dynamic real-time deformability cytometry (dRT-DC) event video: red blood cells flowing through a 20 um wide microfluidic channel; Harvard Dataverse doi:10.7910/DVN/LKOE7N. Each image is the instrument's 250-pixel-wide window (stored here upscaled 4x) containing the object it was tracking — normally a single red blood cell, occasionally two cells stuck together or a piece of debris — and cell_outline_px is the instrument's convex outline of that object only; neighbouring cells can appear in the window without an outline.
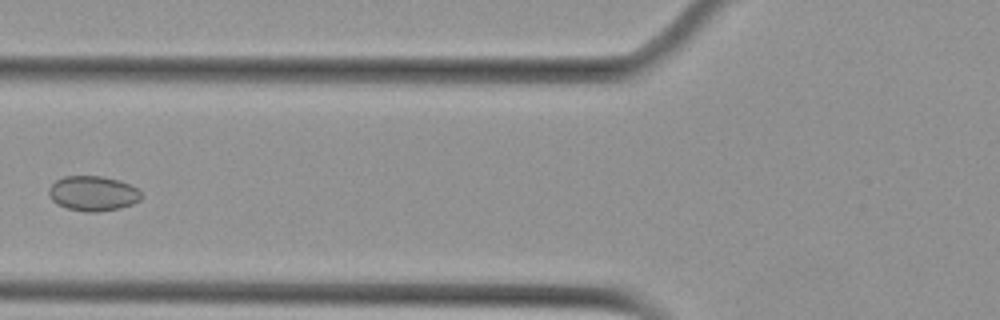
{"species": "Egyptian fruit bat (a non-hibernating species)", "species_latin": "Rousettus aegyptiacus", "temperature_condition": "cold", "stored_images_in_passage": 10, "camera_frame_rate_fps": 3000, "um_per_image_px": 0.085, "animal": {"sex": "female"}, "frame": {"image": 1, "passage_image": 6, "time_ms": 7.0, "image_size_px": [1000, 320], "cell_outline_px": [[144, 196], [140, 200], [132, 204], [120, 208], [100, 212], [84, 212], [68, 208], [56, 204], [52, 200], [48, 192], [48, 188], [56, 180], [64, 176], [100, 176], [120, 180], [136, 188]], "centroid_in_image_um": [7.9, 16.45], "position_along_channel_um": 117.9, "area_um2": 18.96}}
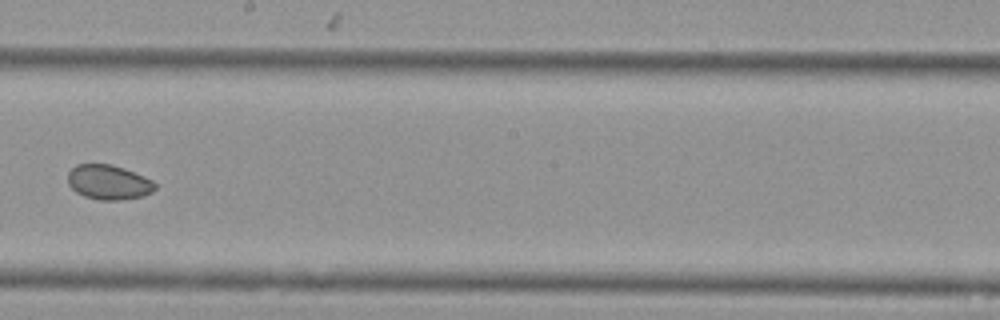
{"frame": {"image": 2, "passage_image": 9, "time_ms": 10.333, "image_size_px": [1000, 320], "cell_outline_px": [[156, 188], [152, 192], [140, 196], [120, 200], [100, 200], [84, 196], [76, 192], [68, 184], [68, 172], [76, 164], [112, 164], [124, 168], [152, 180], [156, 184]], "centroid_in_image_um": [9.21, 15.48], "position_along_channel_um": 239.0, "area_um2": 17.57}}
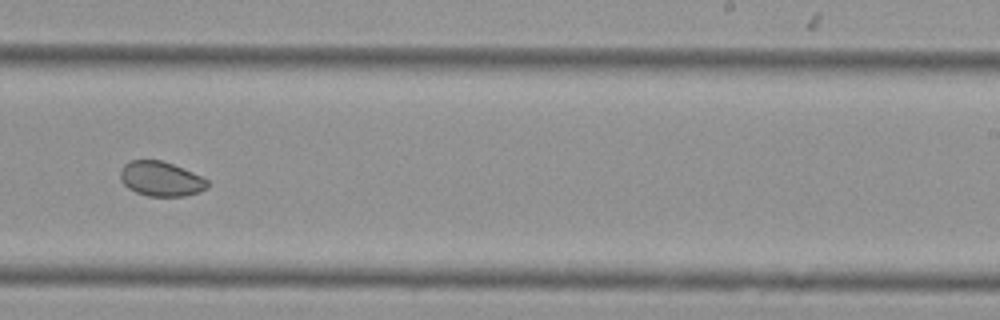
{"frame": {"image": 3, "passage_image": 10, "time_ms": 11.333, "image_size_px": [1000, 320], "cell_outline_px": [[208, 188], [200, 192], [184, 196], [148, 196], [136, 192], [128, 188], [120, 180], [120, 168], [128, 160], [160, 160], [184, 168], [208, 180]], "centroid_in_image_um": [13.66, 15.2], "position_along_channel_um": 275.3, "area_um2": 17.74}}